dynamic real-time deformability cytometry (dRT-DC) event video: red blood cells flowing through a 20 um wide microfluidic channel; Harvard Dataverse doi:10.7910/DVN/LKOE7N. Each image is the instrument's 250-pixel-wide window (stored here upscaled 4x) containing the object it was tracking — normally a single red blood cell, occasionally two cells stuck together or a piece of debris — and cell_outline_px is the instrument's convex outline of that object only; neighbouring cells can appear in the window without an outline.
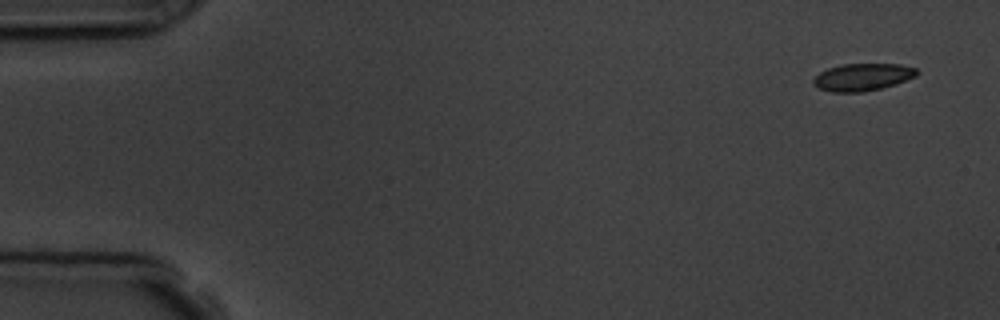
{"species": "common noctule bat (a hibernating species)", "species_latin": "Nyctalus noctula", "temperature_condition": "room temperature", "stored_images_in_passage": 5, "camera_frame_rate_fps": 3000, "um_per_image_px": 0.085, "animal": {"sex": "male", "body_mass_g": 19.5, "forearm_length_mm": 54.6}, "frame": {"image": 1, "passage_image": 1, "time_ms": 0.0, "image_size_px": [1000, 320], "cell_outline_px": [[920, 72], [916, 76], [896, 84], [864, 92], [832, 92], [820, 88], [812, 84], [812, 80], [820, 72], [828, 68], [840, 64], [900, 64], [916, 68]], "centroid_in_image_um": [73.33, 6.55], "position_along_channel_um": 11.7, "area_um2": 16.53}}
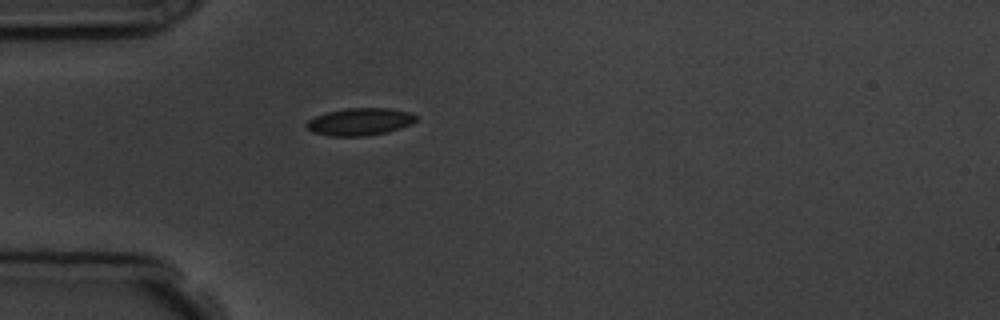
{"frame": {"image": 2, "passage_image": 5, "time_ms": 4.333, "image_size_px": [1000, 320], "cell_outline_px": [[416, 120], [412, 124], [388, 132], [364, 136], [328, 136], [312, 132], [304, 124], [308, 120], [316, 116], [328, 112], [348, 108], [388, 108], [412, 112], [416, 116]], "centroid_in_image_um": [30.6, 10.35], "position_along_channel_um": 54.4, "area_um2": 17.51}}